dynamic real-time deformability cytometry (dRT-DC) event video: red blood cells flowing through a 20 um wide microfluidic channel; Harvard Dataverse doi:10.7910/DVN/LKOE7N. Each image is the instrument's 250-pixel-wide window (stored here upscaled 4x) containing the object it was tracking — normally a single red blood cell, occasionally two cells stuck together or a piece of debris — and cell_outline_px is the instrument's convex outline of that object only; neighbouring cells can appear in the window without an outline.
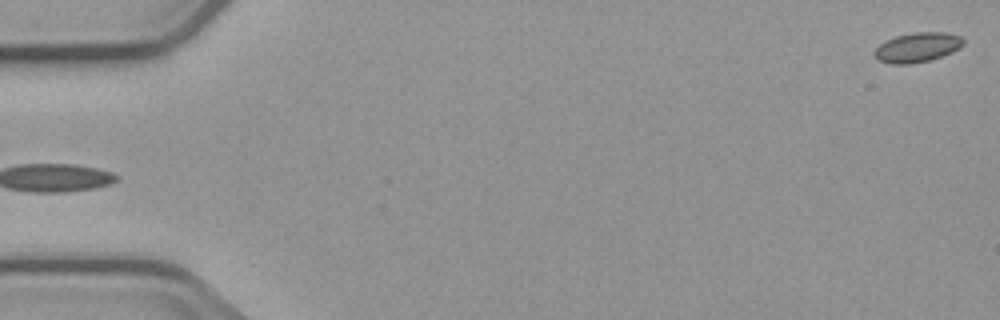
{"species": "common noctule bat (a hibernating species)", "species_latin": "Nyctalus noctula", "temperature_condition": "cold", "stored_images_in_passage": 6, "camera_frame_rate_fps": 3000, "um_per_image_px": 0.085, "animal": {"sex": "male", "body_mass_g": 23.1, "forearm_length_mm": 52.7}, "frame": {"image": 1, "passage_image": 6, "time_ms": 6.0, "image_size_px": [1000, 320], "cell_outline_px": [[964, 44], [952, 52], [928, 60], [912, 64], [892, 64], [880, 60], [876, 56], [876, 48], [880, 44], [896, 36], [916, 32], [944, 32], [960, 36], [964, 40]], "centroid_in_image_um": [78.01, 4.02], "position_along_channel_um": 7.0, "area_um2": 14.97}}